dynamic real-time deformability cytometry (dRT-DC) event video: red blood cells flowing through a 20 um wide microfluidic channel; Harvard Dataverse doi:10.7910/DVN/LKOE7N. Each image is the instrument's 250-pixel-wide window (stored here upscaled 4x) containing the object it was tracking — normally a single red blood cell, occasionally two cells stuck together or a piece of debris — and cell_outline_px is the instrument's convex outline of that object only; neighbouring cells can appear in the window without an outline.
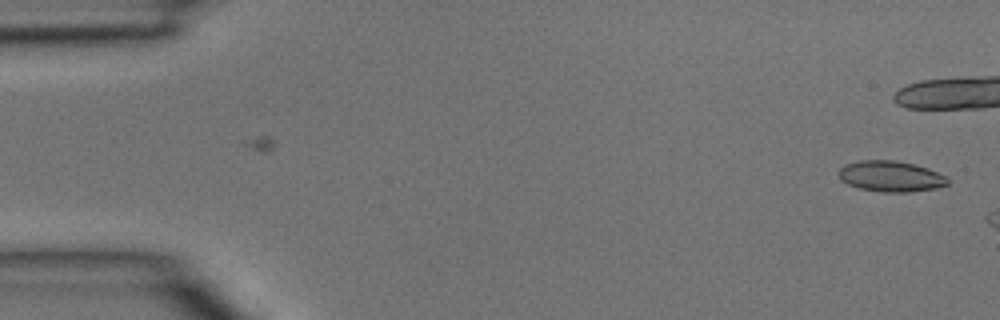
{"species": "common noctule bat (a hibernating species)", "species_latin": "Nyctalus noctula", "temperature_condition": "room temperature", "stored_images_in_passage": 6, "camera_frame_rate_fps": 3000, "um_per_image_px": 0.085, "animal": {"sex": "male", "body_mass_g": 15.6}, "frame": {"image": 1, "passage_image": 1, "time_ms": 0.0, "image_size_px": [1000, 320], "cell_outline_px": [[948, 184], [936, 188], [908, 192], [884, 192], [860, 188], [848, 184], [840, 180], [836, 172], [844, 164], [860, 160], [896, 160], [916, 164], [928, 168], [944, 176], [948, 180]], "centroid_in_image_um": [75.66, 14.97], "position_along_channel_um": 9.3, "area_um2": 19.65}}